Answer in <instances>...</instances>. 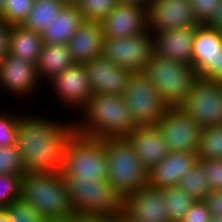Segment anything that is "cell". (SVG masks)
Instances as JSON below:
<instances>
[{
    "label": "cell",
    "instance_id": "ba28073f",
    "mask_svg": "<svg viewBox=\"0 0 222 222\" xmlns=\"http://www.w3.org/2000/svg\"><path fill=\"white\" fill-rule=\"evenodd\" d=\"M123 97L136 127L157 126L169 108L144 71L132 72Z\"/></svg>",
    "mask_w": 222,
    "mask_h": 222
},
{
    "label": "cell",
    "instance_id": "9a60e30c",
    "mask_svg": "<svg viewBox=\"0 0 222 222\" xmlns=\"http://www.w3.org/2000/svg\"><path fill=\"white\" fill-rule=\"evenodd\" d=\"M84 66L93 94L124 95L131 70L115 65L102 55L88 61Z\"/></svg>",
    "mask_w": 222,
    "mask_h": 222
},
{
    "label": "cell",
    "instance_id": "9c48e42d",
    "mask_svg": "<svg viewBox=\"0 0 222 222\" xmlns=\"http://www.w3.org/2000/svg\"><path fill=\"white\" fill-rule=\"evenodd\" d=\"M178 108L202 129L222 125V83L199 77Z\"/></svg>",
    "mask_w": 222,
    "mask_h": 222
},
{
    "label": "cell",
    "instance_id": "603a6c76",
    "mask_svg": "<svg viewBox=\"0 0 222 222\" xmlns=\"http://www.w3.org/2000/svg\"><path fill=\"white\" fill-rule=\"evenodd\" d=\"M78 5L65 4L41 36L45 44H67L83 22Z\"/></svg>",
    "mask_w": 222,
    "mask_h": 222
},
{
    "label": "cell",
    "instance_id": "e0dca14e",
    "mask_svg": "<svg viewBox=\"0 0 222 222\" xmlns=\"http://www.w3.org/2000/svg\"><path fill=\"white\" fill-rule=\"evenodd\" d=\"M104 38H120L148 30L147 5L118 4L101 22Z\"/></svg>",
    "mask_w": 222,
    "mask_h": 222
},
{
    "label": "cell",
    "instance_id": "8992f818",
    "mask_svg": "<svg viewBox=\"0 0 222 222\" xmlns=\"http://www.w3.org/2000/svg\"><path fill=\"white\" fill-rule=\"evenodd\" d=\"M64 179L76 215L103 217L122 213L123 200L108 179Z\"/></svg>",
    "mask_w": 222,
    "mask_h": 222
},
{
    "label": "cell",
    "instance_id": "ffe728a7",
    "mask_svg": "<svg viewBox=\"0 0 222 222\" xmlns=\"http://www.w3.org/2000/svg\"><path fill=\"white\" fill-rule=\"evenodd\" d=\"M198 160L197 153L170 151L148 172V186L162 189L178 185Z\"/></svg>",
    "mask_w": 222,
    "mask_h": 222
},
{
    "label": "cell",
    "instance_id": "f907efd6",
    "mask_svg": "<svg viewBox=\"0 0 222 222\" xmlns=\"http://www.w3.org/2000/svg\"><path fill=\"white\" fill-rule=\"evenodd\" d=\"M6 0H0V15L3 13Z\"/></svg>",
    "mask_w": 222,
    "mask_h": 222
},
{
    "label": "cell",
    "instance_id": "74e56055",
    "mask_svg": "<svg viewBox=\"0 0 222 222\" xmlns=\"http://www.w3.org/2000/svg\"><path fill=\"white\" fill-rule=\"evenodd\" d=\"M211 218L205 201H195L180 222H210Z\"/></svg>",
    "mask_w": 222,
    "mask_h": 222
},
{
    "label": "cell",
    "instance_id": "8d00e7d4",
    "mask_svg": "<svg viewBox=\"0 0 222 222\" xmlns=\"http://www.w3.org/2000/svg\"><path fill=\"white\" fill-rule=\"evenodd\" d=\"M207 175L211 190H222V159L198 160Z\"/></svg>",
    "mask_w": 222,
    "mask_h": 222
},
{
    "label": "cell",
    "instance_id": "2e32d148",
    "mask_svg": "<svg viewBox=\"0 0 222 222\" xmlns=\"http://www.w3.org/2000/svg\"><path fill=\"white\" fill-rule=\"evenodd\" d=\"M122 214L128 220L169 222L161 189L150 186L125 197L122 202Z\"/></svg>",
    "mask_w": 222,
    "mask_h": 222
},
{
    "label": "cell",
    "instance_id": "f35d334b",
    "mask_svg": "<svg viewBox=\"0 0 222 222\" xmlns=\"http://www.w3.org/2000/svg\"><path fill=\"white\" fill-rule=\"evenodd\" d=\"M204 201L212 216H222V190H212Z\"/></svg>",
    "mask_w": 222,
    "mask_h": 222
},
{
    "label": "cell",
    "instance_id": "60d3db41",
    "mask_svg": "<svg viewBox=\"0 0 222 222\" xmlns=\"http://www.w3.org/2000/svg\"><path fill=\"white\" fill-rule=\"evenodd\" d=\"M203 78L222 82V50L216 58V63H214L213 67L203 76Z\"/></svg>",
    "mask_w": 222,
    "mask_h": 222
},
{
    "label": "cell",
    "instance_id": "d4e9b609",
    "mask_svg": "<svg viewBox=\"0 0 222 222\" xmlns=\"http://www.w3.org/2000/svg\"><path fill=\"white\" fill-rule=\"evenodd\" d=\"M73 64L67 44H45L37 61L40 81L49 82L56 75Z\"/></svg>",
    "mask_w": 222,
    "mask_h": 222
},
{
    "label": "cell",
    "instance_id": "bcb514c9",
    "mask_svg": "<svg viewBox=\"0 0 222 222\" xmlns=\"http://www.w3.org/2000/svg\"><path fill=\"white\" fill-rule=\"evenodd\" d=\"M0 222H12L5 208H0Z\"/></svg>",
    "mask_w": 222,
    "mask_h": 222
},
{
    "label": "cell",
    "instance_id": "8fae6325",
    "mask_svg": "<svg viewBox=\"0 0 222 222\" xmlns=\"http://www.w3.org/2000/svg\"><path fill=\"white\" fill-rule=\"evenodd\" d=\"M169 151L197 153L201 125L178 107H169L158 122Z\"/></svg>",
    "mask_w": 222,
    "mask_h": 222
},
{
    "label": "cell",
    "instance_id": "ac0fdd59",
    "mask_svg": "<svg viewBox=\"0 0 222 222\" xmlns=\"http://www.w3.org/2000/svg\"><path fill=\"white\" fill-rule=\"evenodd\" d=\"M197 26L158 31L154 37V54L192 65L193 45Z\"/></svg>",
    "mask_w": 222,
    "mask_h": 222
},
{
    "label": "cell",
    "instance_id": "4dcf8cb0",
    "mask_svg": "<svg viewBox=\"0 0 222 222\" xmlns=\"http://www.w3.org/2000/svg\"><path fill=\"white\" fill-rule=\"evenodd\" d=\"M25 169L18 145L0 146V175H24Z\"/></svg>",
    "mask_w": 222,
    "mask_h": 222
},
{
    "label": "cell",
    "instance_id": "ab89813d",
    "mask_svg": "<svg viewBox=\"0 0 222 222\" xmlns=\"http://www.w3.org/2000/svg\"><path fill=\"white\" fill-rule=\"evenodd\" d=\"M11 26L0 19V61L8 54Z\"/></svg>",
    "mask_w": 222,
    "mask_h": 222
},
{
    "label": "cell",
    "instance_id": "e575fe53",
    "mask_svg": "<svg viewBox=\"0 0 222 222\" xmlns=\"http://www.w3.org/2000/svg\"><path fill=\"white\" fill-rule=\"evenodd\" d=\"M1 113V112H0ZM20 114H0V146L18 145V123Z\"/></svg>",
    "mask_w": 222,
    "mask_h": 222
},
{
    "label": "cell",
    "instance_id": "5b68a950",
    "mask_svg": "<svg viewBox=\"0 0 222 222\" xmlns=\"http://www.w3.org/2000/svg\"><path fill=\"white\" fill-rule=\"evenodd\" d=\"M108 159L107 179L123 200L148 186V171L126 138L103 139Z\"/></svg>",
    "mask_w": 222,
    "mask_h": 222
},
{
    "label": "cell",
    "instance_id": "4fadbf2b",
    "mask_svg": "<svg viewBox=\"0 0 222 222\" xmlns=\"http://www.w3.org/2000/svg\"><path fill=\"white\" fill-rule=\"evenodd\" d=\"M57 99L69 108L82 110L90 100L91 89L84 65L73 63L49 81Z\"/></svg>",
    "mask_w": 222,
    "mask_h": 222
},
{
    "label": "cell",
    "instance_id": "3957f363",
    "mask_svg": "<svg viewBox=\"0 0 222 222\" xmlns=\"http://www.w3.org/2000/svg\"><path fill=\"white\" fill-rule=\"evenodd\" d=\"M20 200L36 208L45 219L76 216L60 171L25 173L20 180Z\"/></svg>",
    "mask_w": 222,
    "mask_h": 222
},
{
    "label": "cell",
    "instance_id": "7a4b0ae2",
    "mask_svg": "<svg viewBox=\"0 0 222 222\" xmlns=\"http://www.w3.org/2000/svg\"><path fill=\"white\" fill-rule=\"evenodd\" d=\"M83 118L74 121L75 132L92 138H126L135 128L123 96L92 94L81 110ZM85 116V117H84Z\"/></svg>",
    "mask_w": 222,
    "mask_h": 222
},
{
    "label": "cell",
    "instance_id": "681fc988",
    "mask_svg": "<svg viewBox=\"0 0 222 222\" xmlns=\"http://www.w3.org/2000/svg\"><path fill=\"white\" fill-rule=\"evenodd\" d=\"M210 222H222V216H212Z\"/></svg>",
    "mask_w": 222,
    "mask_h": 222
},
{
    "label": "cell",
    "instance_id": "836d02e7",
    "mask_svg": "<svg viewBox=\"0 0 222 222\" xmlns=\"http://www.w3.org/2000/svg\"><path fill=\"white\" fill-rule=\"evenodd\" d=\"M5 209L12 222H45L46 220L36 208L20 199L12 202Z\"/></svg>",
    "mask_w": 222,
    "mask_h": 222
},
{
    "label": "cell",
    "instance_id": "7bdbcfd3",
    "mask_svg": "<svg viewBox=\"0 0 222 222\" xmlns=\"http://www.w3.org/2000/svg\"><path fill=\"white\" fill-rule=\"evenodd\" d=\"M95 222H124L123 214L119 216H95Z\"/></svg>",
    "mask_w": 222,
    "mask_h": 222
},
{
    "label": "cell",
    "instance_id": "1f68e13d",
    "mask_svg": "<svg viewBox=\"0 0 222 222\" xmlns=\"http://www.w3.org/2000/svg\"><path fill=\"white\" fill-rule=\"evenodd\" d=\"M35 0H6L0 19L8 25H22L32 10Z\"/></svg>",
    "mask_w": 222,
    "mask_h": 222
},
{
    "label": "cell",
    "instance_id": "c3c4849f",
    "mask_svg": "<svg viewBox=\"0 0 222 222\" xmlns=\"http://www.w3.org/2000/svg\"><path fill=\"white\" fill-rule=\"evenodd\" d=\"M81 0H63L65 4L77 5Z\"/></svg>",
    "mask_w": 222,
    "mask_h": 222
},
{
    "label": "cell",
    "instance_id": "7dc6e473",
    "mask_svg": "<svg viewBox=\"0 0 222 222\" xmlns=\"http://www.w3.org/2000/svg\"><path fill=\"white\" fill-rule=\"evenodd\" d=\"M45 222H69V219H46Z\"/></svg>",
    "mask_w": 222,
    "mask_h": 222
},
{
    "label": "cell",
    "instance_id": "5bb4252c",
    "mask_svg": "<svg viewBox=\"0 0 222 222\" xmlns=\"http://www.w3.org/2000/svg\"><path fill=\"white\" fill-rule=\"evenodd\" d=\"M40 79L37 66L9 53L0 61V87L8 94L29 97L38 90Z\"/></svg>",
    "mask_w": 222,
    "mask_h": 222
},
{
    "label": "cell",
    "instance_id": "816d5d0a",
    "mask_svg": "<svg viewBox=\"0 0 222 222\" xmlns=\"http://www.w3.org/2000/svg\"><path fill=\"white\" fill-rule=\"evenodd\" d=\"M123 218H124V222H141V221H135V220H128L124 215H123Z\"/></svg>",
    "mask_w": 222,
    "mask_h": 222
},
{
    "label": "cell",
    "instance_id": "d6a6232c",
    "mask_svg": "<svg viewBox=\"0 0 222 222\" xmlns=\"http://www.w3.org/2000/svg\"><path fill=\"white\" fill-rule=\"evenodd\" d=\"M23 175H0V208L9 206L20 199V180Z\"/></svg>",
    "mask_w": 222,
    "mask_h": 222
},
{
    "label": "cell",
    "instance_id": "b9f144b4",
    "mask_svg": "<svg viewBox=\"0 0 222 222\" xmlns=\"http://www.w3.org/2000/svg\"><path fill=\"white\" fill-rule=\"evenodd\" d=\"M207 25L222 32V3L219 4V7L217 8V12H215L214 16L207 23Z\"/></svg>",
    "mask_w": 222,
    "mask_h": 222
},
{
    "label": "cell",
    "instance_id": "7c38bea8",
    "mask_svg": "<svg viewBox=\"0 0 222 222\" xmlns=\"http://www.w3.org/2000/svg\"><path fill=\"white\" fill-rule=\"evenodd\" d=\"M147 16L152 33L199 25L190 0H149Z\"/></svg>",
    "mask_w": 222,
    "mask_h": 222
},
{
    "label": "cell",
    "instance_id": "52a82bcc",
    "mask_svg": "<svg viewBox=\"0 0 222 222\" xmlns=\"http://www.w3.org/2000/svg\"><path fill=\"white\" fill-rule=\"evenodd\" d=\"M143 71L169 107H178L199 78L192 65L156 54Z\"/></svg>",
    "mask_w": 222,
    "mask_h": 222
},
{
    "label": "cell",
    "instance_id": "6da1fadb",
    "mask_svg": "<svg viewBox=\"0 0 222 222\" xmlns=\"http://www.w3.org/2000/svg\"><path fill=\"white\" fill-rule=\"evenodd\" d=\"M75 132L73 122H56L41 116H21L18 147L26 173L60 171L64 148Z\"/></svg>",
    "mask_w": 222,
    "mask_h": 222
},
{
    "label": "cell",
    "instance_id": "f6af8a7d",
    "mask_svg": "<svg viewBox=\"0 0 222 222\" xmlns=\"http://www.w3.org/2000/svg\"><path fill=\"white\" fill-rule=\"evenodd\" d=\"M149 0H117L118 4L147 5Z\"/></svg>",
    "mask_w": 222,
    "mask_h": 222
},
{
    "label": "cell",
    "instance_id": "44dd1931",
    "mask_svg": "<svg viewBox=\"0 0 222 222\" xmlns=\"http://www.w3.org/2000/svg\"><path fill=\"white\" fill-rule=\"evenodd\" d=\"M103 43L101 23L84 20L67 45L73 63L85 65L101 55Z\"/></svg>",
    "mask_w": 222,
    "mask_h": 222
},
{
    "label": "cell",
    "instance_id": "f1b7e54d",
    "mask_svg": "<svg viewBox=\"0 0 222 222\" xmlns=\"http://www.w3.org/2000/svg\"><path fill=\"white\" fill-rule=\"evenodd\" d=\"M197 156L199 160L222 159V125L202 130Z\"/></svg>",
    "mask_w": 222,
    "mask_h": 222
},
{
    "label": "cell",
    "instance_id": "d6986e66",
    "mask_svg": "<svg viewBox=\"0 0 222 222\" xmlns=\"http://www.w3.org/2000/svg\"><path fill=\"white\" fill-rule=\"evenodd\" d=\"M126 139L148 172L170 152L158 126L136 127Z\"/></svg>",
    "mask_w": 222,
    "mask_h": 222
},
{
    "label": "cell",
    "instance_id": "277c9868",
    "mask_svg": "<svg viewBox=\"0 0 222 222\" xmlns=\"http://www.w3.org/2000/svg\"><path fill=\"white\" fill-rule=\"evenodd\" d=\"M60 173L63 178L107 179L108 159L103 139L74 132L64 148Z\"/></svg>",
    "mask_w": 222,
    "mask_h": 222
},
{
    "label": "cell",
    "instance_id": "cb8c5ba5",
    "mask_svg": "<svg viewBox=\"0 0 222 222\" xmlns=\"http://www.w3.org/2000/svg\"><path fill=\"white\" fill-rule=\"evenodd\" d=\"M44 42L40 33L22 25H11L8 53L37 64Z\"/></svg>",
    "mask_w": 222,
    "mask_h": 222
},
{
    "label": "cell",
    "instance_id": "d590c367",
    "mask_svg": "<svg viewBox=\"0 0 222 222\" xmlns=\"http://www.w3.org/2000/svg\"><path fill=\"white\" fill-rule=\"evenodd\" d=\"M222 0H190L191 7L199 24H207Z\"/></svg>",
    "mask_w": 222,
    "mask_h": 222
},
{
    "label": "cell",
    "instance_id": "83f0119b",
    "mask_svg": "<svg viewBox=\"0 0 222 222\" xmlns=\"http://www.w3.org/2000/svg\"><path fill=\"white\" fill-rule=\"evenodd\" d=\"M178 186L195 201H204L212 191L199 161L185 174Z\"/></svg>",
    "mask_w": 222,
    "mask_h": 222
},
{
    "label": "cell",
    "instance_id": "4316f807",
    "mask_svg": "<svg viewBox=\"0 0 222 222\" xmlns=\"http://www.w3.org/2000/svg\"><path fill=\"white\" fill-rule=\"evenodd\" d=\"M169 222H180L195 200L178 185L161 189Z\"/></svg>",
    "mask_w": 222,
    "mask_h": 222
},
{
    "label": "cell",
    "instance_id": "484cf974",
    "mask_svg": "<svg viewBox=\"0 0 222 222\" xmlns=\"http://www.w3.org/2000/svg\"><path fill=\"white\" fill-rule=\"evenodd\" d=\"M64 6L63 0H35L22 26L42 34Z\"/></svg>",
    "mask_w": 222,
    "mask_h": 222
},
{
    "label": "cell",
    "instance_id": "ee69618b",
    "mask_svg": "<svg viewBox=\"0 0 222 222\" xmlns=\"http://www.w3.org/2000/svg\"><path fill=\"white\" fill-rule=\"evenodd\" d=\"M69 222H95V216H73L69 218Z\"/></svg>",
    "mask_w": 222,
    "mask_h": 222
},
{
    "label": "cell",
    "instance_id": "30bf717a",
    "mask_svg": "<svg viewBox=\"0 0 222 222\" xmlns=\"http://www.w3.org/2000/svg\"><path fill=\"white\" fill-rule=\"evenodd\" d=\"M154 54V37L144 33L120 38H104L101 55L115 65L132 72L143 71Z\"/></svg>",
    "mask_w": 222,
    "mask_h": 222
},
{
    "label": "cell",
    "instance_id": "7402d4cb",
    "mask_svg": "<svg viewBox=\"0 0 222 222\" xmlns=\"http://www.w3.org/2000/svg\"><path fill=\"white\" fill-rule=\"evenodd\" d=\"M222 50V32L207 24L197 26L193 45L192 66L203 77L216 63Z\"/></svg>",
    "mask_w": 222,
    "mask_h": 222
},
{
    "label": "cell",
    "instance_id": "f546056e",
    "mask_svg": "<svg viewBox=\"0 0 222 222\" xmlns=\"http://www.w3.org/2000/svg\"><path fill=\"white\" fill-rule=\"evenodd\" d=\"M85 21L102 22L118 5L117 0H81L78 4Z\"/></svg>",
    "mask_w": 222,
    "mask_h": 222
}]
</instances>
